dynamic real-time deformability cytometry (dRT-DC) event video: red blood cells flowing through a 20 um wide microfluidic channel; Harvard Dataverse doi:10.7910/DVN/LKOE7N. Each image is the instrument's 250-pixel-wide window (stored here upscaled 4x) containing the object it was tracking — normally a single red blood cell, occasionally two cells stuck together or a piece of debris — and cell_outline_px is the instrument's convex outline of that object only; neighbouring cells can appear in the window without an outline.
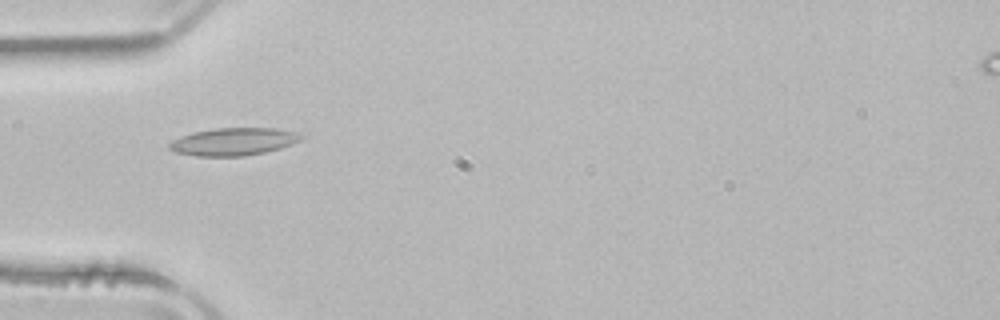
{"species": "common noctule bat (a hibernating species)", "species_latin": "Nyctalus noctula", "temperature_condition": "room temperature", "stored_images_in_passage": 36, "camera_frame_rate_fps": 3000, "um_per_image_px": 0.085, "animal": {"sex": "male", "body_mass_g": 21.5, "forearm_length_mm": 52.0}, "frame": {"image": 1, "passage_image": 1, "time_ms": 0.0, "image_size_px": [1000, 320], "cell_outline_px": [[304, 136], [300, 140], [292, 144], [280, 148], [264, 152], [244, 156], [196, 156], [176, 152], [168, 148], [168, 144], [172, 140], [180, 136], [192, 132], [216, 128], [276, 128], [296, 132]], "centroid_in_image_um": [19.83, 12.03], "position_along_channel_um": 65.2, "area_um2": 21.21}}
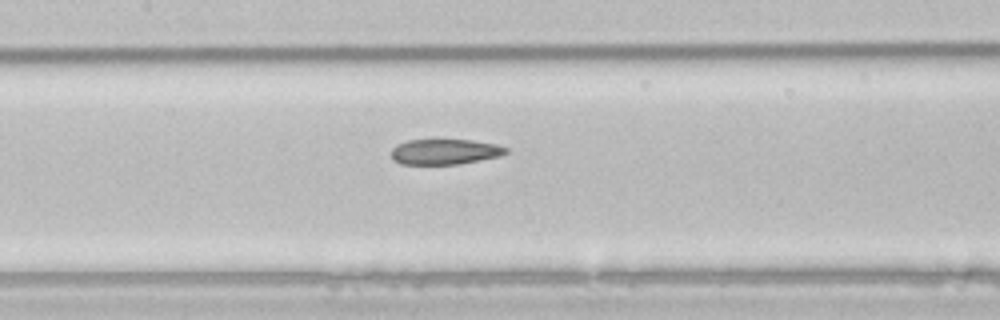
{"frame": {"image": 2, "passage_image": 9, "time_ms": 2.667, "image_size_px": [1000, 320], "cell_outline_px": [[508, 152], [500, 156], [460, 164], [400, 164], [392, 160], [392, 148], [396, 144], [408, 140], [472, 140], [496, 144], [508, 148]], "centroid_in_image_um": [37.8, 12.9], "position_along_channel_um": 169.6, "area_um2": 17.05}}
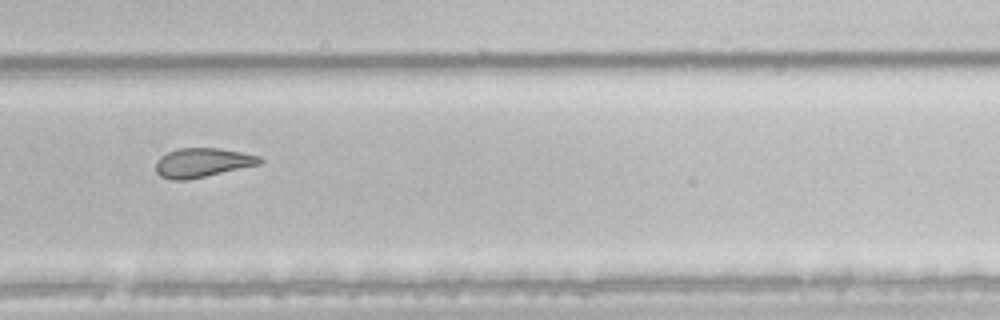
{"frame": {"image": 3, "passage_image": 20, "time_ms": 6.333, "image_size_px": [1000, 320], "cell_outline_px": [[264, 160], [260, 164], [188, 180], [172, 180], [160, 176], [156, 172], [156, 160], [160, 156], [168, 152], [180, 148], [220, 148], [260, 156]], "centroid_in_image_um": [17.19, 13.82], "position_along_channel_um": 312.6, "area_um2": 17.69}, "authors_computed_cell_mechanics": {"area_um2": 18.6694, "velocity_mm_per_s": 3.9256, "shape_relaxation_time_tau1_ms": null, "shape_relaxation_time_tau2_ms": 3.7583, "deformation_change_tau1": null, "deformation_change_tau2": 0.0984}}